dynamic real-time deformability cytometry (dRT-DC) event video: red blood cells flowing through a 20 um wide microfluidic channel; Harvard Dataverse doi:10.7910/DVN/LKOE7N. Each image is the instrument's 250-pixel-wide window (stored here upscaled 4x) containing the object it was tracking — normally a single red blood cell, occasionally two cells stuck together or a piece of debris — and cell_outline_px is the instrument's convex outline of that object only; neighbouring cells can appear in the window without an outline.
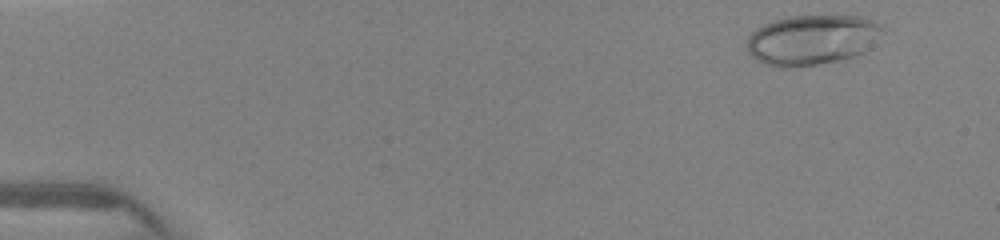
{"species": "human", "species_latin": "Homo sapiens", "temperature_condition": "warm", "stored_images_in_passage": 34, "camera_frame_rate_fps": 3000, "um_per_image_px": 0.085, "donor": {"sex": "female"}, "frame": {"image": 1, "passage_image": 3, "time_ms": 0.667, "image_size_px": [1000, 240], "cell_outline_px": [[884, 32], [864, 52], [856, 56], [820, 64], [784, 68], [780, 68], [764, 64], [756, 60], [748, 52], [748, 36], [756, 28], [772, 20], [788, 16], [860, 16], [884, 24]], "centroid_in_image_um": [69.03, 3.38], "position_along_channel_um": 16.0, "area_um2": 39.88}}
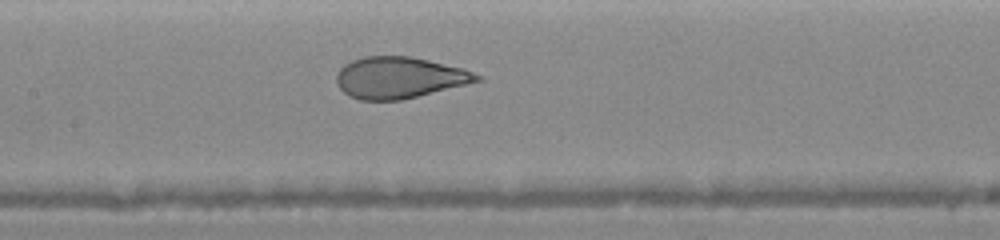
{"frame": {"image": 2, "passage_image": 19, "time_ms": 7.0, "image_size_px": [1000, 240], "cell_outline_px": [[484, 80], [400, 100], [360, 100], [348, 96], [340, 88], [336, 80], [336, 76], [340, 68], [344, 64], [352, 60], [364, 56], [408, 56], [428, 60], [464, 68], [484, 76]], "centroid_in_image_um": [33.96, 6.59], "position_along_channel_um": 173.4, "area_um2": 33.93}}
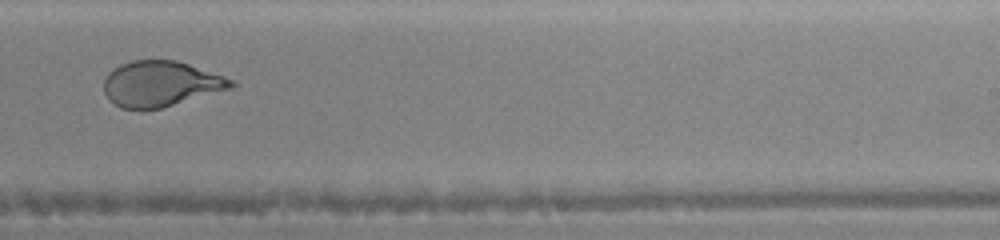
{"frame": {"image": 3, "passage_image": 27, "time_ms": 9.333, "image_size_px": [1000, 240], "cell_outline_px": [[236, 84], [232, 88], [160, 108], [120, 108], [108, 100], [104, 92], [104, 80], [108, 72], [112, 68], [120, 64], [132, 60], [176, 60], [188, 64], [232, 80]], "centroid_in_image_um": [13.59, 7.11], "position_along_channel_um": 275.4, "area_um2": 33.35}}